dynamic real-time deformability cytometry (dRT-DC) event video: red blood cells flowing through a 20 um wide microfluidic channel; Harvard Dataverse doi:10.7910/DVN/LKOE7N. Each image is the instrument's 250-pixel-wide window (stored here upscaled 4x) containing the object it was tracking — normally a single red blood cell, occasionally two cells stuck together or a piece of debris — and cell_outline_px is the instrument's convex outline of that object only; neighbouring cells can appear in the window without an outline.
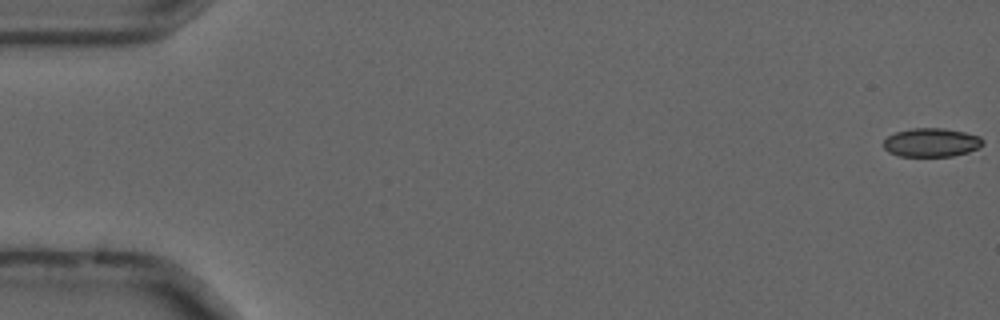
{"species": "common noctule bat (a hibernating species)", "species_latin": "Nyctalus noctula", "temperature_condition": "cold", "stored_images_in_passage": 24, "camera_frame_rate_fps": 3000, "um_per_image_px": 0.085, "animal": {"sex": "male", "forearm_length_mm": 52.5}, "frame": {"image": 1, "passage_image": 1, "time_ms": 0.0, "image_size_px": [1000, 320], "cell_outline_px": [[984, 144], [980, 148], [968, 152], [952, 156], [900, 156], [888, 152], [884, 148], [884, 140], [888, 136], [896, 132], [912, 128], [944, 128], [964, 132], [980, 136], [984, 140]], "centroid_in_image_um": [79.2, 12.11], "position_along_channel_um": 5.8, "area_um2": 16.7}}
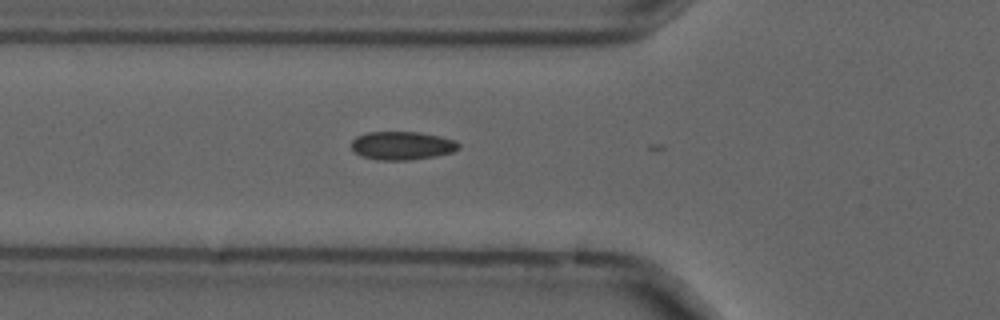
{"frame": {"image": 2, "passage_image": 20, "time_ms": 6.333, "image_size_px": [1000, 320], "cell_outline_px": [[460, 148], [452, 152], [436, 156], [408, 160], [376, 160], [364, 156], [356, 152], [352, 148], [352, 140], [356, 136], [364, 132], [420, 132], [440, 136], [456, 140], [460, 144]], "centroid_in_image_um": [34.2, 12.37], "position_along_channel_um": 91.6, "area_um2": 17.8}}
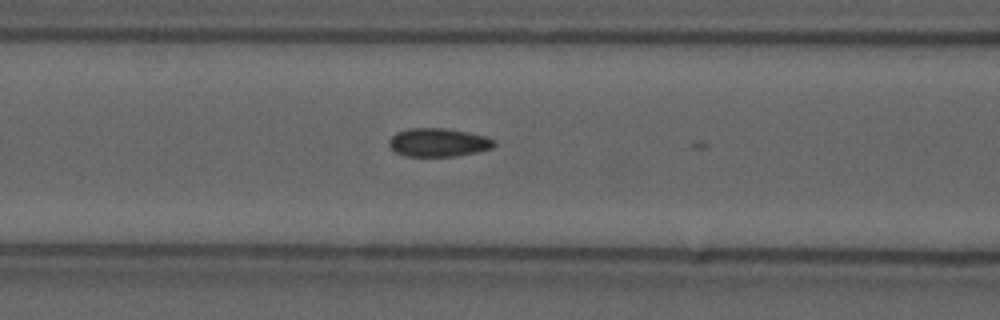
{"frame": {"image": 3, "passage_image": 23, "time_ms": 7.333, "image_size_px": [1000, 320], "cell_outline_px": [[496, 144], [492, 148], [476, 152], [456, 156], [404, 156], [396, 152], [388, 144], [388, 140], [396, 132], [408, 128], [444, 128], [468, 132], [484, 136], [492, 140]], "centroid_in_image_um": [37.22, 12.1], "position_along_channel_um": 129.4, "area_um2": 17.34}}